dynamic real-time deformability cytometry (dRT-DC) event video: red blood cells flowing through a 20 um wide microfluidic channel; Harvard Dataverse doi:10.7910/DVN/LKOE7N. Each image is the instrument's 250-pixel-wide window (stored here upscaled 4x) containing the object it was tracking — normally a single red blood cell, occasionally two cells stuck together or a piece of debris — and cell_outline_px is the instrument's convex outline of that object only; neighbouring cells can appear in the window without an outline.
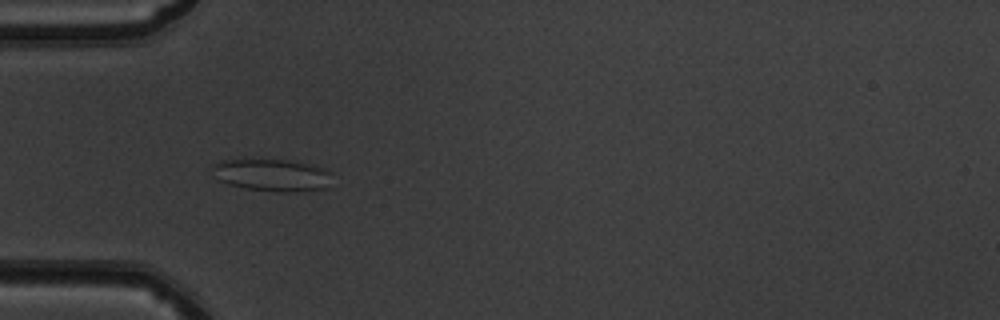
{"species": "common noctule bat (a hibernating species)", "species_latin": "Nyctalus noctula", "temperature_condition": "warm", "stored_images_in_passage": 35, "camera_frame_rate_fps": 3000, "um_per_image_px": 0.085, "animal": {"sex": "male", "body_mass_g": 19.5, "forearm_length_mm": 54.6}, "frame": {"image": 1, "passage_image": 1, "time_ms": 0.0, "image_size_px": [1000, 320], "cell_outline_px": [[328, 188], [296, 192], [276, 192], [248, 188], [228, 184], [216, 180], [212, 168], [212, 164], [220, 160], [288, 160], [308, 164], [320, 168], [328, 172]], "centroid_in_image_um": [23.05, 14.89], "position_along_channel_um": 62.0, "area_um2": 22.2}}
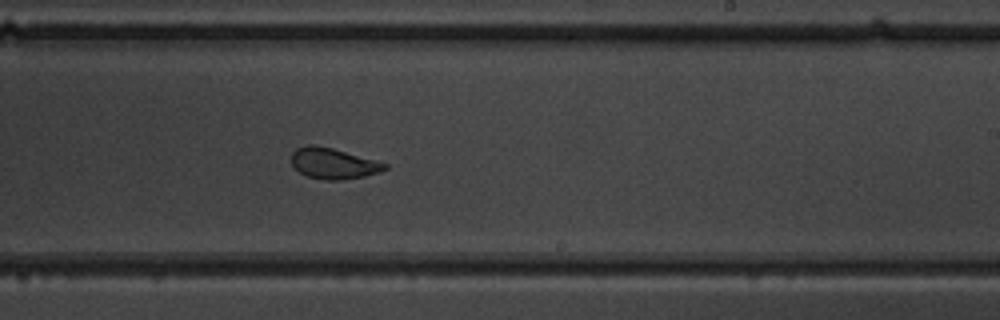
{"frame": {"image": 2, "passage_image": 16, "time_ms": 5.0, "image_size_px": [1000, 320], "cell_outline_px": [[388, 168], [380, 172], [364, 176], [340, 180], [324, 180], [308, 176], [300, 172], [292, 164], [292, 152], [296, 148], [308, 144], [316, 144], [332, 148], [376, 160], [388, 164]], "centroid_in_image_um": [28.34, 13.88], "position_along_channel_um": 260.7, "area_um2": 16.76}}
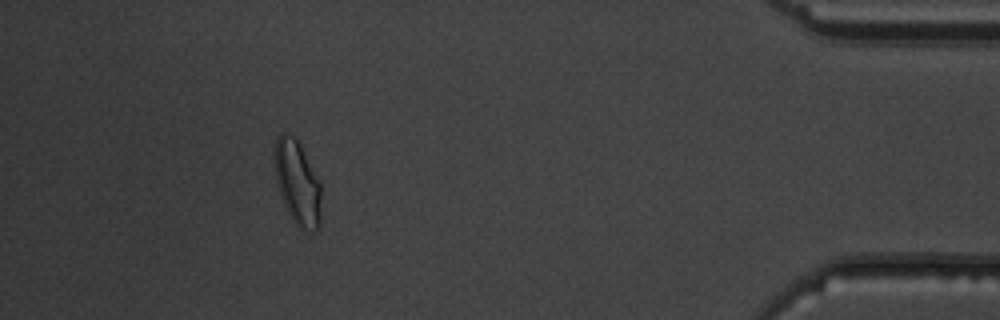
{"frame": {"image": 3, "passage_image": 31, "time_ms": 10.0, "image_size_px": [1000, 320], "cell_outline_px": [[320, 224], [312, 232], [300, 228], [292, 220], [284, 204], [276, 180], [272, 152], [276, 136], [284, 132], [288, 132], [300, 144], [320, 180]], "centroid_in_image_um": [25.25, 15.48], "position_along_channel_um": 410.0, "area_um2": 23.12}, "authors_computed_cell_mechanics": {"area_um2": 17.4556, "velocity_mm_per_s": 4.0254, "shape_relaxation_time_tau1_ms": 5.3025, "shape_relaxation_time_tau2_ms": 0.6678, "deformation_change_tau1": 0.1147, "deformation_change_tau2": 0.0652}}